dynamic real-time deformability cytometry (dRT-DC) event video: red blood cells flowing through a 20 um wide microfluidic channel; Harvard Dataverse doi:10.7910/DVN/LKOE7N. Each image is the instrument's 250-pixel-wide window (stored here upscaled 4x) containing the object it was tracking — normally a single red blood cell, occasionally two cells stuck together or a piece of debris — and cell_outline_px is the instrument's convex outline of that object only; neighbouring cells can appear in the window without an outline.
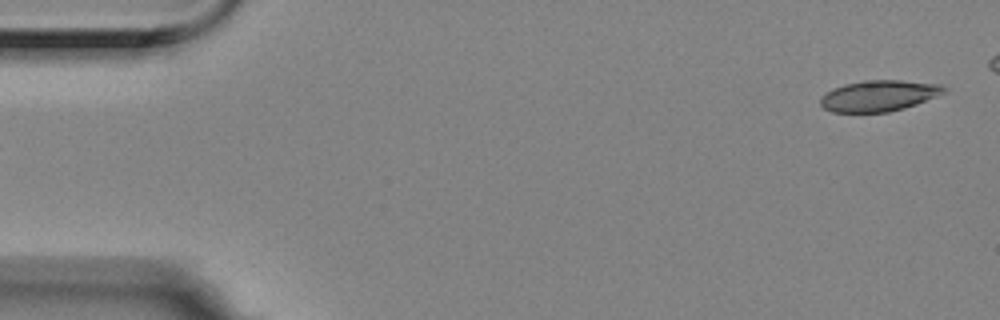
{"species": "Egyptian fruit bat (a non-hibernating species)", "species_latin": "Rousettus aegyptiacus", "temperature_condition": "room temperature", "stored_images_in_passage": 6, "segment_of_instrument_passage": [2, 2], "camera_frame_rate_fps": 3000, "um_per_image_px": 0.085, "animal": {"sex": "female"}, "frame": {"image": 1, "passage_image": 6, "time_ms": 1.667, "image_size_px": [1000, 320], "cell_outline_px": [[948, 88], [944, 92], [936, 96], [916, 104], [904, 108], [888, 112], [832, 112], [824, 108], [820, 104], [820, 96], [832, 88], [844, 84], [864, 80], [900, 80], [944, 84]], "centroid_in_image_um": [74.7, 8.13], "position_along_channel_um": 10.3, "area_um2": 22.48}}